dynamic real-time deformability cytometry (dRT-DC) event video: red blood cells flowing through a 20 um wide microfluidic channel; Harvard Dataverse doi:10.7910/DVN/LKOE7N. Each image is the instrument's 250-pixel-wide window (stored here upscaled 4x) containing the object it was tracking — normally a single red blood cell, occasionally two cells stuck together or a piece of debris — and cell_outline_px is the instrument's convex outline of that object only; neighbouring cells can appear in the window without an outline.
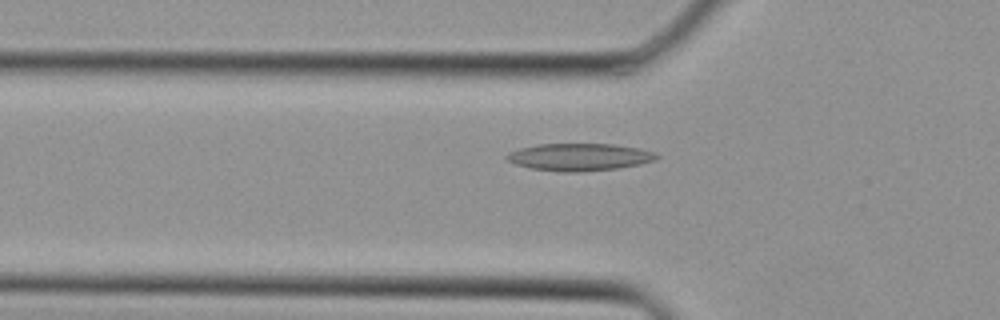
{"species": "Egyptian fruit bat (a non-hibernating species)", "species_latin": "Rousettus aegyptiacus", "temperature_condition": "cold", "stored_images_in_passage": 36, "camera_frame_rate_fps": 3000, "um_per_image_px": 0.085, "animal": {"sex": "female"}, "frame": {"image": 1, "passage_image": 12, "time_ms": 3.667, "image_size_px": [1000, 320], "cell_outline_px": [[660, 156], [656, 160], [640, 164], [620, 168], [580, 172], [560, 172], [532, 168], [516, 164], [508, 160], [504, 156], [508, 152], [520, 148], [536, 144], [612, 144], [640, 148], [656, 152]], "centroid_in_image_um": [49.28, 13.34], "position_along_channel_um": 76.5, "area_um2": 24.04}}
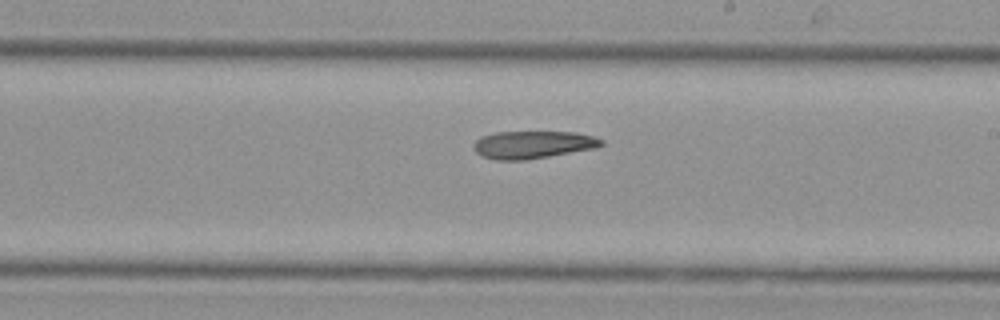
{"frame": {"image": 2, "passage_image": 21, "time_ms": 6.667, "image_size_px": [1000, 320], "cell_outline_px": [[604, 144], [596, 148], [524, 160], [496, 160], [480, 156], [472, 148], [472, 144], [480, 136], [496, 132], [576, 132], [592, 136], [604, 140]], "centroid_in_image_um": [45.25, 12.29], "position_along_channel_um": 243.8, "area_um2": 20.63}}
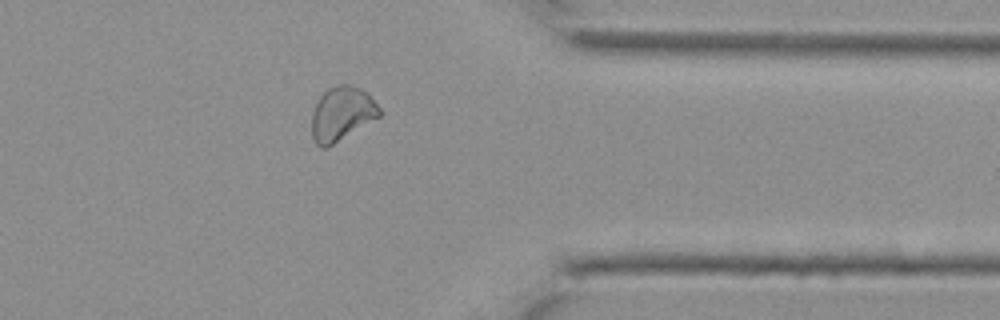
{"frame": {"image": 3, "passage_image": 29, "time_ms": 9.333, "image_size_px": [1000, 320], "cell_outline_px": [[384, 112], [380, 116], [328, 148], [320, 148], [316, 144], [312, 136], [312, 112], [320, 96], [328, 88], [336, 84], [348, 84], [360, 88], [368, 92]], "centroid_in_image_um": [29.07, 9.67], "position_along_channel_um": 382.3, "area_um2": 21.68}}